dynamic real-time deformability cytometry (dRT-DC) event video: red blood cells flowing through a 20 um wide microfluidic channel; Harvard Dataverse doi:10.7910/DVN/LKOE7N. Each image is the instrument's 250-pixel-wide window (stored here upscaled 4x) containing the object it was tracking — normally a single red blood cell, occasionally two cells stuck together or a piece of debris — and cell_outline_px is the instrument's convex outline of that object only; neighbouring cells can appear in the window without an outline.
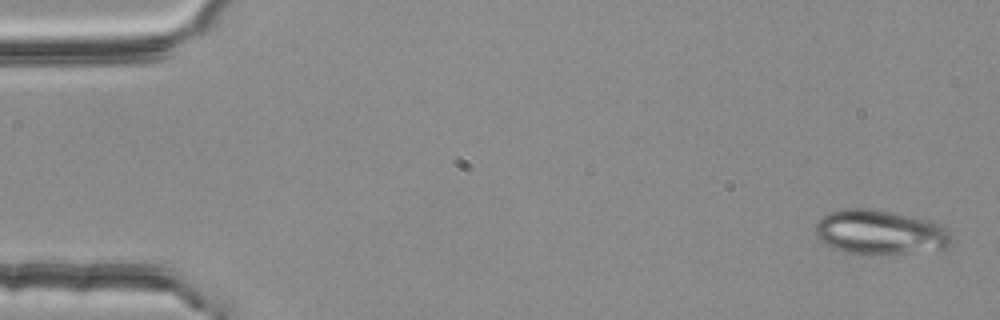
{"species": "common noctule bat (a hibernating species)", "species_latin": "Nyctalus noctula", "temperature_condition": "room temperature", "stored_images_in_passage": 52, "camera_frame_rate_fps": 3000, "um_per_image_px": 0.085, "animal": {"sex": "female", "body_mass_g": 25.1}, "frame": {"image": 1, "passage_image": 1, "time_ms": 0.0, "image_size_px": [1000, 320], "cell_outline_px": [[952, 244], [944, 252], [868, 256], [844, 252], [832, 248], [824, 244], [816, 236], [816, 224], [828, 212], [844, 208], [868, 208], [912, 216], [932, 220], [944, 224], [952, 240]], "centroid_in_image_um": [74.9, 19.8], "position_along_channel_um": 10.1, "area_um2": 36.82}}
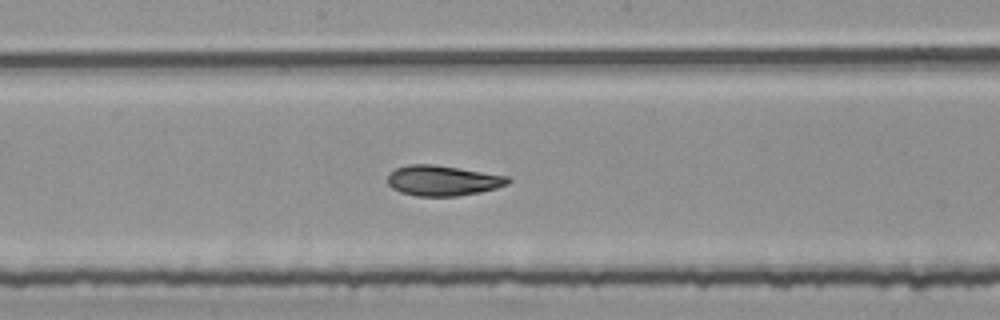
{"frame": {"image": 2, "passage_image": 28, "time_ms": 9.0, "image_size_px": [1000, 320], "cell_outline_px": [[512, 180], [508, 184], [496, 188], [480, 192], [456, 196], [416, 196], [400, 192], [392, 188], [388, 184], [388, 176], [396, 168], [408, 164], [432, 164], [508, 176]], "centroid_in_image_um": [37.63, 15.35], "position_along_channel_um": 210.6, "area_um2": 21.15}}
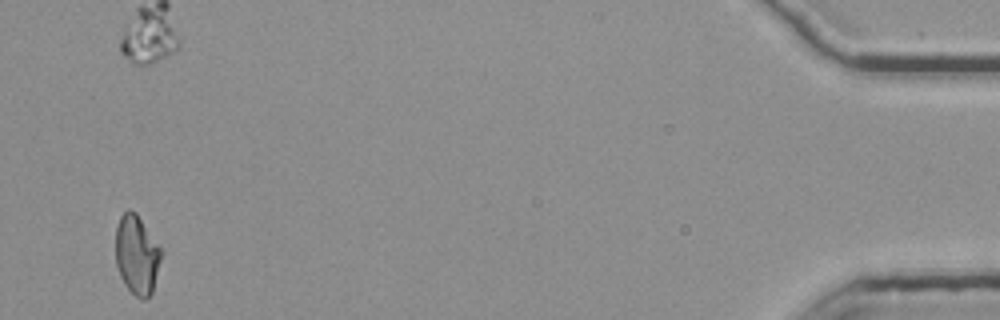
{"frame": {"image": 3, "passage_image": 52, "time_ms": 17.0, "image_size_px": [1000, 320], "cell_outline_px": [[164, 252], [152, 292], [144, 300], [140, 300], [124, 284], [116, 268], [116, 228], [120, 216], [128, 208], [136, 212]], "centroid_in_image_um": [11.64, 21.65], "position_along_channel_um": 423.6, "area_um2": 21.33}, "authors_computed_cell_mechanics": {"area_um2": 21.4727, "velocity_mm_per_s": 3.767, "shape_relaxation_time_tau1_ms": 8.4662, "shape_relaxation_time_tau2_ms": 2.8189, "deformation_change_tau1": 0.2367, "deformation_change_tau2": 0.0892}}